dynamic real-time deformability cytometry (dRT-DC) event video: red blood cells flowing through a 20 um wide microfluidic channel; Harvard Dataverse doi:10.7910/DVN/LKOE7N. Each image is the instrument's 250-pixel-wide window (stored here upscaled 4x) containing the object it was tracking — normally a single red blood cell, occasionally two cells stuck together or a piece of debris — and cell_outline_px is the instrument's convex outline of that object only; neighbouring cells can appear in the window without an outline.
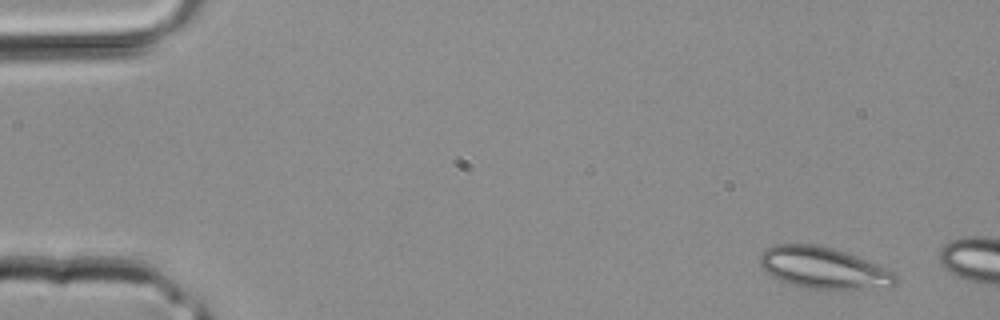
{"species": "common noctule bat (a hibernating species)", "species_latin": "Nyctalus noctula", "temperature_condition": "room temperature", "stored_images_in_passage": 2, "camera_frame_rate_fps": 3000, "um_per_image_px": 0.085, "animal": {"sex": "male", "body_mass_g": 20.4}, "frame": {"image": 1, "passage_image": 1, "time_ms": 0.0, "image_size_px": [1000, 320], "cell_outline_px": [[900, 284], [892, 288], [800, 288], [788, 284], [764, 272], [760, 264], [760, 256], [772, 244], [816, 244], [832, 248], [856, 256], [896, 272], [900, 280]], "centroid_in_image_um": [70.05, 22.79], "position_along_channel_um": 15.0, "area_um2": 33.06}}